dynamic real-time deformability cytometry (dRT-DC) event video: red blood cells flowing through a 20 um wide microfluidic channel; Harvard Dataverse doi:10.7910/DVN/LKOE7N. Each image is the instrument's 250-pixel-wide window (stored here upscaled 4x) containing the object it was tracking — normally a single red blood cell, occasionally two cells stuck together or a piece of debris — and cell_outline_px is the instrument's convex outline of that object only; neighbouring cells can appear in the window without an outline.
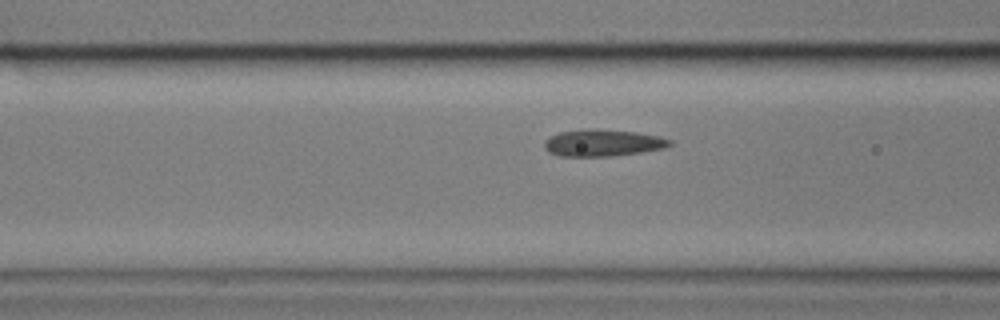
{"species": "common noctule bat (a hibernating species)", "species_latin": "Nyctalus noctula", "temperature_condition": "cold", "stored_images_in_passage": 6, "camera_frame_rate_fps": 3000, "um_per_image_px": 0.085, "animal": {"sex": "male", "body_mass_g": 17.9}, "frame": {"image": 1, "passage_image": 6, "time_ms": 6.667, "image_size_px": [1000, 320], "cell_outline_px": [[672, 144], [664, 148], [640, 152], [612, 156], [560, 156], [548, 152], [544, 148], [544, 140], [548, 136], [560, 132], [588, 128], [592, 128], [636, 132], [660, 136], [672, 140]], "centroid_in_image_um": [51.2, 12.13], "position_along_channel_um": 115.4, "area_um2": 19.77}}